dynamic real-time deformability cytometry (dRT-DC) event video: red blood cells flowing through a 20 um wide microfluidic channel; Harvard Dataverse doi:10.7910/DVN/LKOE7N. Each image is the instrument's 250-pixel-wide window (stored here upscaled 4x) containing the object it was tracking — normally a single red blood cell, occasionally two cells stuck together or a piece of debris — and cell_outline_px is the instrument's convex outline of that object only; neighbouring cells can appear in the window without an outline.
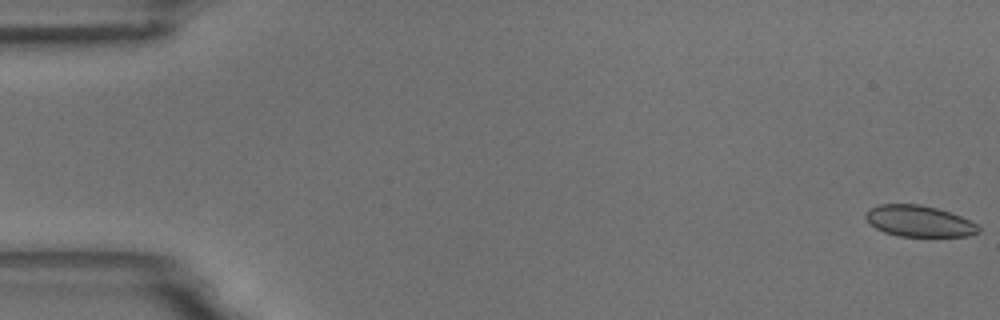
{"species": "common noctule bat (a hibernating species)", "species_latin": "Nyctalus noctula", "temperature_condition": "room temperature", "stored_images_in_passage": 6, "camera_frame_rate_fps": 3000, "um_per_image_px": 0.085, "animal": {"sex": "male", "body_mass_g": 18.8}, "frame": {"image": 1, "passage_image": 1, "time_ms": 0.0, "image_size_px": [1000, 320], "cell_outline_px": [[980, 232], [968, 236], [900, 236], [884, 232], [876, 228], [864, 216], [872, 208], [880, 204], [920, 204], [936, 208], [960, 216], [976, 224], [980, 228]], "centroid_in_image_um": [78.14, 18.8], "position_along_channel_um": 6.9, "area_um2": 20.17}}
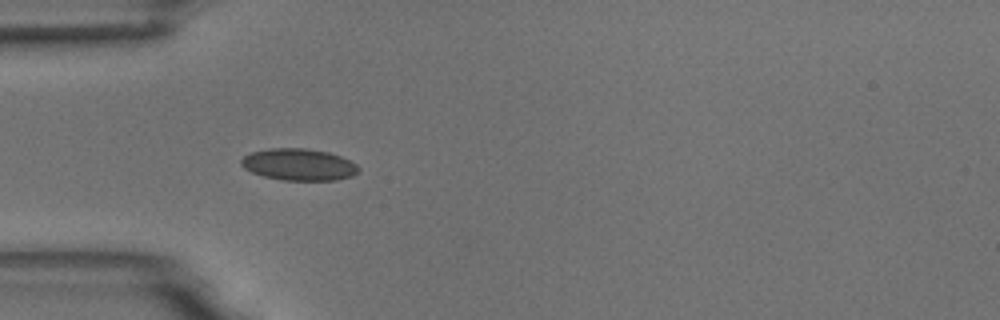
{"frame": {"image": 2, "passage_image": 5, "time_ms": 5.333, "image_size_px": [1000, 320], "cell_outline_px": [[360, 168], [352, 176], [336, 180], [280, 180], [264, 176], [252, 172], [244, 168], [240, 164], [240, 160], [244, 156], [252, 152], [268, 148], [304, 148], [328, 152], [340, 156], [356, 164]], "centroid_in_image_um": [25.37, 13.98], "position_along_channel_um": 59.6, "area_um2": 21.68}}